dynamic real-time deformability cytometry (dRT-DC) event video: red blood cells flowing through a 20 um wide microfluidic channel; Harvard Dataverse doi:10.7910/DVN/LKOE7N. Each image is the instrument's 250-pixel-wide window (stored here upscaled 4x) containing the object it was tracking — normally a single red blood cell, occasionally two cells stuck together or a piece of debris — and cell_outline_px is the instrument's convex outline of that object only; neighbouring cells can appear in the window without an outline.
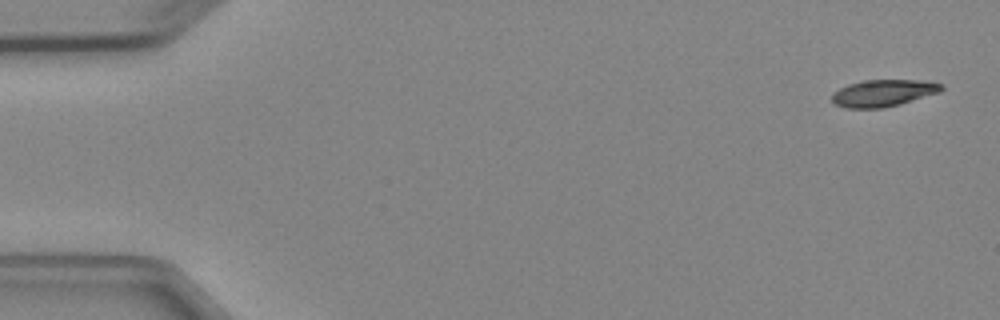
{"species": "Egyptian fruit bat (a non-hibernating species)", "species_latin": "Rousettus aegyptiacus", "temperature_condition": "cold", "stored_images_in_passage": 7, "camera_frame_rate_fps": 3000, "um_per_image_px": 0.085, "animal": {"sex": "female"}, "frame": {"image": 1, "passage_image": 1, "time_ms": 0.0, "image_size_px": [1000, 320], "cell_outline_px": [[944, 88], [940, 92], [900, 104], [884, 108], [844, 108], [832, 104], [832, 92], [848, 84], [864, 80], [928, 80], [944, 84]], "centroid_in_image_um": [75.08, 7.91], "position_along_channel_um": 9.9, "area_um2": 17.46}}
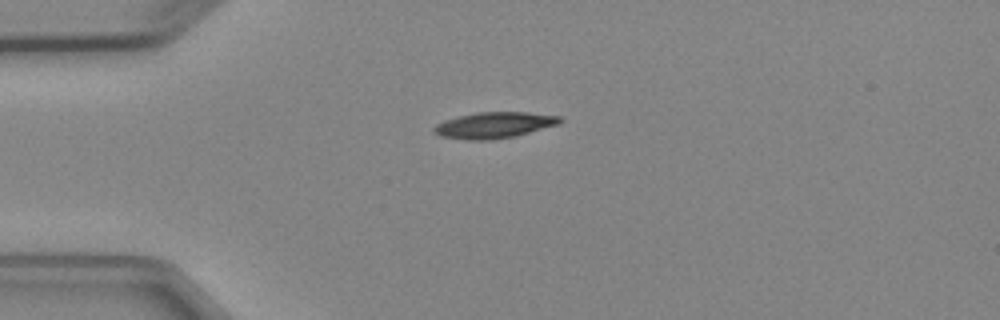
{"frame": {"image": 2, "passage_image": 4, "time_ms": 3.667, "image_size_px": [1000, 320], "cell_outline_px": [[564, 120], [560, 124], [516, 136], [492, 140], [468, 140], [440, 136], [432, 132], [432, 128], [436, 124], [444, 120], [476, 112], [528, 112], [560, 116]], "centroid_in_image_um": [42.01, 10.64], "position_along_channel_um": 43.0, "area_um2": 19.36}}